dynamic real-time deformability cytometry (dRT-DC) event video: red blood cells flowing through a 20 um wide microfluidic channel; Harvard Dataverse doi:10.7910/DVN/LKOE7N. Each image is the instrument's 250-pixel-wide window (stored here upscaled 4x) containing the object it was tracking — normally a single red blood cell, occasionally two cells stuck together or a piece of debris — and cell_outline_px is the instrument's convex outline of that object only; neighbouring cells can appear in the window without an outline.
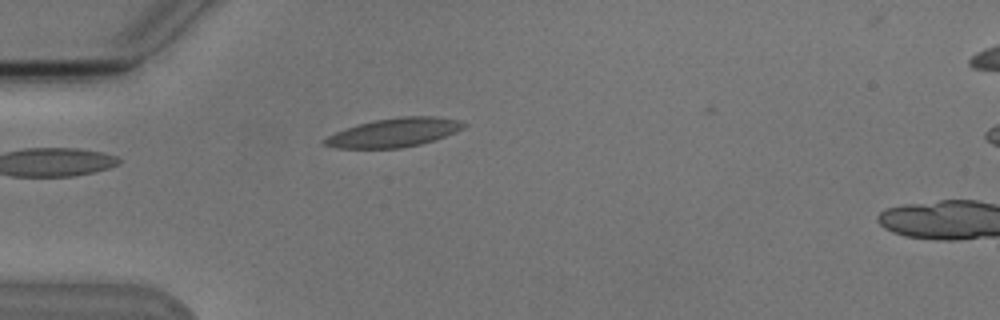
{"species": "Egyptian fruit bat (a non-hibernating species)", "species_latin": "Rousettus aegyptiacus", "temperature_condition": "cold", "stored_images_in_passage": 2, "camera_frame_rate_fps": 3000, "um_per_image_px": 0.085, "animal": {"sex": "male"}, "frame": {"image": 1, "passage_image": 2, "time_ms": 1.0, "image_size_px": [1000, 320], "cell_outline_px": [[468, 124], [464, 128], [456, 132], [436, 140], [420, 144], [400, 148], [336, 148], [324, 144], [320, 140], [336, 132], [360, 124], [376, 120], [404, 116], [432, 116], [460, 120]], "centroid_in_image_um": [33.54, 11.27], "position_along_channel_um": 51.5, "area_um2": 23.24}}